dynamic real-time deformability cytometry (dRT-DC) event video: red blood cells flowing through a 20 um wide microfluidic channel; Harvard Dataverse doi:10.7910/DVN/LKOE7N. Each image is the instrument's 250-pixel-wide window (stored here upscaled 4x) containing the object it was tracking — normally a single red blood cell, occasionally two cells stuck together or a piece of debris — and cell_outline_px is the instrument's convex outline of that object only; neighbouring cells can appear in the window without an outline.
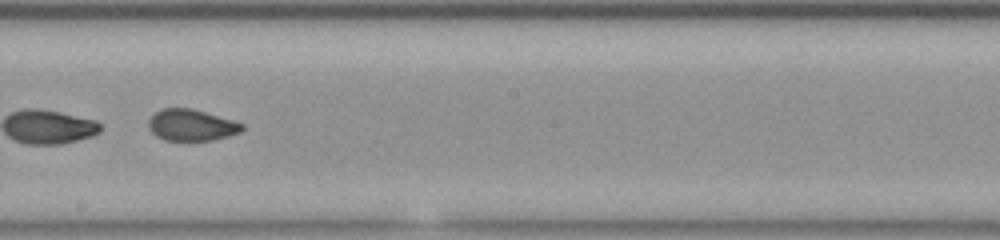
{"species": "common noctule bat (a hibernating species)", "species_latin": "Nyctalus noctula", "temperature_condition": "room temperature", "stored_images_in_passage": 52, "segment_of_instrument_passage": [2, 2], "camera_frame_rate_fps": 3000, "um_per_image_px": 0.085, "animal": {"sex": "female", "body_mass_g": 23.0, "forearm_length_mm": 53.4}, "frame": {"image": 1, "passage_image": 30, "time_ms": 9.667, "image_size_px": [1000, 240], "cell_outline_px": [[244, 128], [240, 132], [228, 136], [212, 140], [164, 140], [156, 136], [148, 128], [148, 120], [160, 108], [192, 108], [232, 120], [244, 124]], "centroid_in_image_um": [16.25, 10.63], "position_along_channel_um": 231.9, "area_um2": 17.11}}